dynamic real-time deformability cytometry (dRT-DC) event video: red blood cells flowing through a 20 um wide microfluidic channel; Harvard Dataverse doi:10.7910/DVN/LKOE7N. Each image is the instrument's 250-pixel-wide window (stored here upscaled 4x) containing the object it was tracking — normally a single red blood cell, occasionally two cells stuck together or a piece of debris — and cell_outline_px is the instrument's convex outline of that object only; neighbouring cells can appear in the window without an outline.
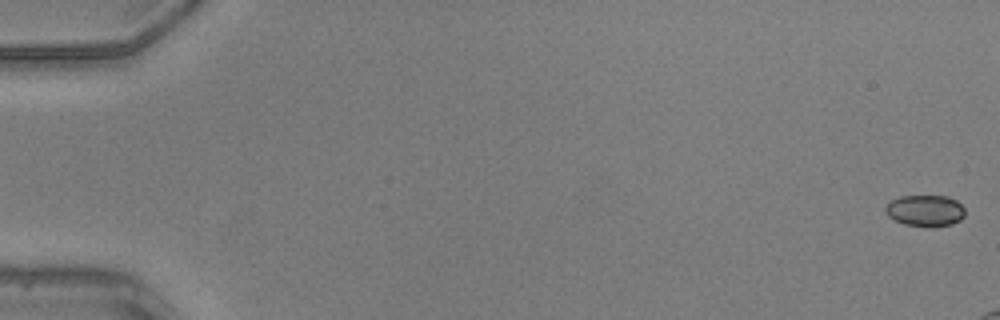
{"species": "common noctule bat (a hibernating species)", "species_latin": "Nyctalus noctula", "temperature_condition": "warm", "stored_images_in_passage": 10, "camera_frame_rate_fps": 3000, "um_per_image_px": 0.085, "animal": {"sex": "male", "body_mass_g": 20.5, "forearm_length_mm": 52.5}, "frame": {"image": 1, "passage_image": 1, "time_ms": 0.0, "image_size_px": [1000, 320], "cell_outline_px": [[964, 212], [956, 220], [948, 224], [908, 224], [896, 220], [888, 212], [888, 204], [896, 200], [908, 196], [940, 196], [952, 200], [960, 204], [964, 208]], "centroid_in_image_um": [78.66, 17.86], "position_along_channel_um": 6.3, "area_um2": 12.83}}